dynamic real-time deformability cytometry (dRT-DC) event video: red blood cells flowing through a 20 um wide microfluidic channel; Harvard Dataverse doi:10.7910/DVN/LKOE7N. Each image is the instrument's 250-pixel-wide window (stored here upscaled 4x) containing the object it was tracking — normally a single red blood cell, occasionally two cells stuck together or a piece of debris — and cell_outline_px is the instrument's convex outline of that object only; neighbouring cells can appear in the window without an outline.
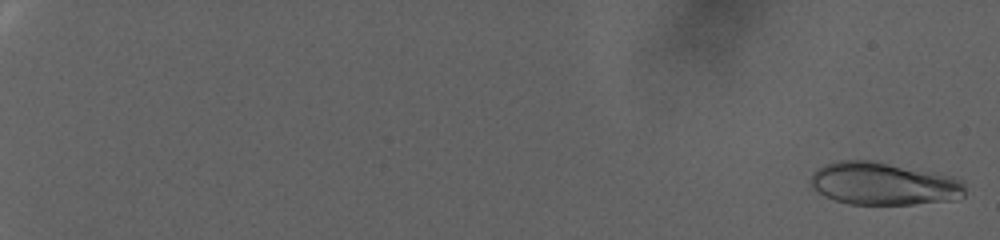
{"species": "human", "species_latin": "Homo sapiens", "temperature_condition": "warm", "stored_images_in_passage": 92, "camera_frame_rate_fps": 3000, "um_per_image_px": 0.085, "donor": {"sex": "female"}, "frame": {"image": 1, "passage_image": 2, "time_ms": 0.333, "image_size_px": [1000, 240], "cell_outline_px": [[964, 196], [956, 200], [912, 204], [848, 204], [824, 196], [812, 188], [808, 184], [812, 172], [816, 168], [824, 164], [836, 160], [872, 160], [952, 176], [964, 180]], "centroid_in_image_um": [75.06, 15.61], "position_along_channel_um": 9.9, "area_um2": 38.84}}
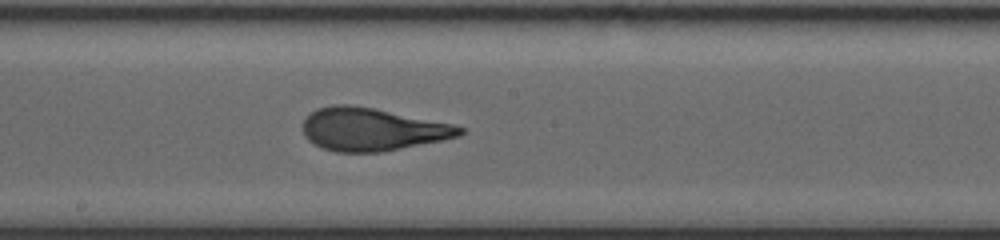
{"frame": {"image": 2, "passage_image": 58, "time_ms": 19.0, "image_size_px": [1000, 240], "cell_outline_px": [[464, 132], [460, 136], [444, 140], [380, 152], [336, 152], [320, 148], [308, 140], [304, 136], [304, 120], [308, 112], [316, 108], [332, 104], [348, 104], [376, 108], [452, 124], [464, 128]], "centroid_in_image_um": [31.59, 10.99], "position_along_channel_um": 216.6, "area_um2": 39.42}}
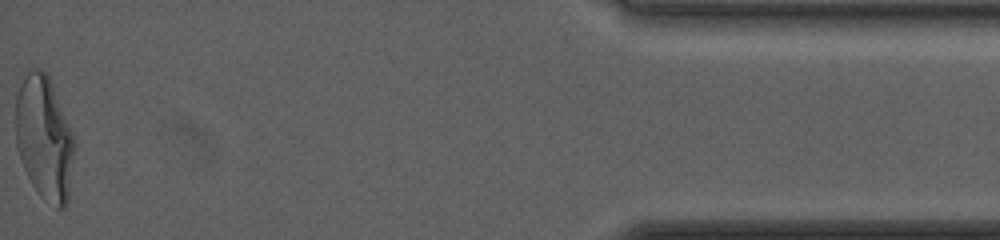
{"frame": {"image": 3, "passage_image": 92, "time_ms": 30.333, "image_size_px": [1000, 240], "cell_outline_px": [[76, 148], [68, 204], [64, 208], [56, 208], [44, 200], [36, 192], [24, 168], [16, 144], [16, 96], [20, 84], [28, 68], [40, 68], [48, 76], [76, 140]], "centroid_in_image_um": [3.79, 11.78], "position_along_channel_um": 431.4, "area_um2": 42.89}, "authors_computed_cell_mechanics": {"area_um2": 38.2925, "velocity_mm_per_s": 2.4715, "shape_relaxation_time_tau1_ms": 9.7851, "shape_relaxation_time_tau2_ms": 1.2914, "deformation_change_tau1": 0.2816, "deformation_change_tau2": 0.0953}}